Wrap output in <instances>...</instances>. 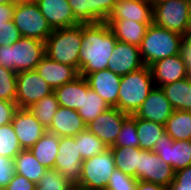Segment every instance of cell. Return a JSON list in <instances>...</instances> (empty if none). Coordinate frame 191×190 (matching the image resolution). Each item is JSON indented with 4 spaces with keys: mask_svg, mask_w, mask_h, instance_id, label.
Segmentation results:
<instances>
[{
    "mask_svg": "<svg viewBox=\"0 0 191 190\" xmlns=\"http://www.w3.org/2000/svg\"><path fill=\"white\" fill-rule=\"evenodd\" d=\"M117 41L106 22L82 24L78 73L90 74L107 69Z\"/></svg>",
    "mask_w": 191,
    "mask_h": 190,
    "instance_id": "cell-1",
    "label": "cell"
},
{
    "mask_svg": "<svg viewBox=\"0 0 191 190\" xmlns=\"http://www.w3.org/2000/svg\"><path fill=\"white\" fill-rule=\"evenodd\" d=\"M183 35L166 28L149 25L139 46L140 55L145 66L158 60L181 54Z\"/></svg>",
    "mask_w": 191,
    "mask_h": 190,
    "instance_id": "cell-2",
    "label": "cell"
},
{
    "mask_svg": "<svg viewBox=\"0 0 191 190\" xmlns=\"http://www.w3.org/2000/svg\"><path fill=\"white\" fill-rule=\"evenodd\" d=\"M45 55L44 41L21 37L13 45L0 46V67L16 73L35 70Z\"/></svg>",
    "mask_w": 191,
    "mask_h": 190,
    "instance_id": "cell-3",
    "label": "cell"
},
{
    "mask_svg": "<svg viewBox=\"0 0 191 190\" xmlns=\"http://www.w3.org/2000/svg\"><path fill=\"white\" fill-rule=\"evenodd\" d=\"M154 86L151 70L148 66L123 75L116 108L129 115L134 114Z\"/></svg>",
    "mask_w": 191,
    "mask_h": 190,
    "instance_id": "cell-4",
    "label": "cell"
},
{
    "mask_svg": "<svg viewBox=\"0 0 191 190\" xmlns=\"http://www.w3.org/2000/svg\"><path fill=\"white\" fill-rule=\"evenodd\" d=\"M82 42V24L53 29L45 41L46 55L61 64L74 67L79 72V52Z\"/></svg>",
    "mask_w": 191,
    "mask_h": 190,
    "instance_id": "cell-5",
    "label": "cell"
},
{
    "mask_svg": "<svg viewBox=\"0 0 191 190\" xmlns=\"http://www.w3.org/2000/svg\"><path fill=\"white\" fill-rule=\"evenodd\" d=\"M116 170L111 149L85 159L82 162V173L76 184L85 190H106L110 176Z\"/></svg>",
    "mask_w": 191,
    "mask_h": 190,
    "instance_id": "cell-6",
    "label": "cell"
},
{
    "mask_svg": "<svg viewBox=\"0 0 191 190\" xmlns=\"http://www.w3.org/2000/svg\"><path fill=\"white\" fill-rule=\"evenodd\" d=\"M12 20L22 37L45 42L53 31L35 1L15 4Z\"/></svg>",
    "mask_w": 191,
    "mask_h": 190,
    "instance_id": "cell-7",
    "label": "cell"
},
{
    "mask_svg": "<svg viewBox=\"0 0 191 190\" xmlns=\"http://www.w3.org/2000/svg\"><path fill=\"white\" fill-rule=\"evenodd\" d=\"M190 0H161L153 2V23L183 35L189 29Z\"/></svg>",
    "mask_w": 191,
    "mask_h": 190,
    "instance_id": "cell-8",
    "label": "cell"
},
{
    "mask_svg": "<svg viewBox=\"0 0 191 190\" xmlns=\"http://www.w3.org/2000/svg\"><path fill=\"white\" fill-rule=\"evenodd\" d=\"M16 85V104L18 108H30L43 97L54 92L36 70L18 72Z\"/></svg>",
    "mask_w": 191,
    "mask_h": 190,
    "instance_id": "cell-9",
    "label": "cell"
},
{
    "mask_svg": "<svg viewBox=\"0 0 191 190\" xmlns=\"http://www.w3.org/2000/svg\"><path fill=\"white\" fill-rule=\"evenodd\" d=\"M153 152L175 172L191 165V140H173L165 132L156 141Z\"/></svg>",
    "mask_w": 191,
    "mask_h": 190,
    "instance_id": "cell-10",
    "label": "cell"
},
{
    "mask_svg": "<svg viewBox=\"0 0 191 190\" xmlns=\"http://www.w3.org/2000/svg\"><path fill=\"white\" fill-rule=\"evenodd\" d=\"M58 153L54 169L72 184H77L81 178L83 159L75 137H60Z\"/></svg>",
    "mask_w": 191,
    "mask_h": 190,
    "instance_id": "cell-11",
    "label": "cell"
},
{
    "mask_svg": "<svg viewBox=\"0 0 191 190\" xmlns=\"http://www.w3.org/2000/svg\"><path fill=\"white\" fill-rule=\"evenodd\" d=\"M174 176V169L164 163L155 152L139 148L138 181L151 182L168 187Z\"/></svg>",
    "mask_w": 191,
    "mask_h": 190,
    "instance_id": "cell-12",
    "label": "cell"
},
{
    "mask_svg": "<svg viewBox=\"0 0 191 190\" xmlns=\"http://www.w3.org/2000/svg\"><path fill=\"white\" fill-rule=\"evenodd\" d=\"M128 116L129 114L120 111L116 107H110L90 122L86 129L96 135L108 148H111L121 131L123 121Z\"/></svg>",
    "mask_w": 191,
    "mask_h": 190,
    "instance_id": "cell-13",
    "label": "cell"
},
{
    "mask_svg": "<svg viewBox=\"0 0 191 190\" xmlns=\"http://www.w3.org/2000/svg\"><path fill=\"white\" fill-rule=\"evenodd\" d=\"M12 125L22 149H30L47 132L29 108H18Z\"/></svg>",
    "mask_w": 191,
    "mask_h": 190,
    "instance_id": "cell-14",
    "label": "cell"
},
{
    "mask_svg": "<svg viewBox=\"0 0 191 190\" xmlns=\"http://www.w3.org/2000/svg\"><path fill=\"white\" fill-rule=\"evenodd\" d=\"M173 111L161 87L154 86L139 109L132 115L135 118L165 125Z\"/></svg>",
    "mask_w": 191,
    "mask_h": 190,
    "instance_id": "cell-15",
    "label": "cell"
},
{
    "mask_svg": "<svg viewBox=\"0 0 191 190\" xmlns=\"http://www.w3.org/2000/svg\"><path fill=\"white\" fill-rule=\"evenodd\" d=\"M144 66L139 47L117 41L108 61L107 69L123 76Z\"/></svg>",
    "mask_w": 191,
    "mask_h": 190,
    "instance_id": "cell-16",
    "label": "cell"
},
{
    "mask_svg": "<svg viewBox=\"0 0 191 190\" xmlns=\"http://www.w3.org/2000/svg\"><path fill=\"white\" fill-rule=\"evenodd\" d=\"M79 75L85 77L89 88L95 91L110 107L117 106L122 76L109 69Z\"/></svg>",
    "mask_w": 191,
    "mask_h": 190,
    "instance_id": "cell-17",
    "label": "cell"
},
{
    "mask_svg": "<svg viewBox=\"0 0 191 190\" xmlns=\"http://www.w3.org/2000/svg\"><path fill=\"white\" fill-rule=\"evenodd\" d=\"M149 68L157 87L186 78L187 66L181 54L158 60Z\"/></svg>",
    "mask_w": 191,
    "mask_h": 190,
    "instance_id": "cell-18",
    "label": "cell"
},
{
    "mask_svg": "<svg viewBox=\"0 0 191 190\" xmlns=\"http://www.w3.org/2000/svg\"><path fill=\"white\" fill-rule=\"evenodd\" d=\"M35 2L52 29L68 28L80 24L74 18L67 0H36Z\"/></svg>",
    "mask_w": 191,
    "mask_h": 190,
    "instance_id": "cell-19",
    "label": "cell"
},
{
    "mask_svg": "<svg viewBox=\"0 0 191 190\" xmlns=\"http://www.w3.org/2000/svg\"><path fill=\"white\" fill-rule=\"evenodd\" d=\"M153 3L144 0H116L107 20H133L138 23H153Z\"/></svg>",
    "mask_w": 191,
    "mask_h": 190,
    "instance_id": "cell-20",
    "label": "cell"
},
{
    "mask_svg": "<svg viewBox=\"0 0 191 190\" xmlns=\"http://www.w3.org/2000/svg\"><path fill=\"white\" fill-rule=\"evenodd\" d=\"M36 72L55 90L79 76L78 71L67 64H61L45 55L35 68Z\"/></svg>",
    "mask_w": 191,
    "mask_h": 190,
    "instance_id": "cell-21",
    "label": "cell"
},
{
    "mask_svg": "<svg viewBox=\"0 0 191 190\" xmlns=\"http://www.w3.org/2000/svg\"><path fill=\"white\" fill-rule=\"evenodd\" d=\"M86 126L77 110L59 106L47 132L60 137H75L84 131Z\"/></svg>",
    "mask_w": 191,
    "mask_h": 190,
    "instance_id": "cell-22",
    "label": "cell"
},
{
    "mask_svg": "<svg viewBox=\"0 0 191 190\" xmlns=\"http://www.w3.org/2000/svg\"><path fill=\"white\" fill-rule=\"evenodd\" d=\"M116 39L120 42L140 46L146 30L153 23H138L133 20H107Z\"/></svg>",
    "mask_w": 191,
    "mask_h": 190,
    "instance_id": "cell-23",
    "label": "cell"
},
{
    "mask_svg": "<svg viewBox=\"0 0 191 190\" xmlns=\"http://www.w3.org/2000/svg\"><path fill=\"white\" fill-rule=\"evenodd\" d=\"M54 93L59 106L78 111L82 107L83 93H87V80L79 75L73 81L56 88Z\"/></svg>",
    "mask_w": 191,
    "mask_h": 190,
    "instance_id": "cell-24",
    "label": "cell"
},
{
    "mask_svg": "<svg viewBox=\"0 0 191 190\" xmlns=\"http://www.w3.org/2000/svg\"><path fill=\"white\" fill-rule=\"evenodd\" d=\"M60 136L46 132L29 150L36 160L47 169H54L59 155Z\"/></svg>",
    "mask_w": 191,
    "mask_h": 190,
    "instance_id": "cell-25",
    "label": "cell"
},
{
    "mask_svg": "<svg viewBox=\"0 0 191 190\" xmlns=\"http://www.w3.org/2000/svg\"><path fill=\"white\" fill-rule=\"evenodd\" d=\"M173 110L191 111V81L187 78L161 86Z\"/></svg>",
    "mask_w": 191,
    "mask_h": 190,
    "instance_id": "cell-26",
    "label": "cell"
},
{
    "mask_svg": "<svg viewBox=\"0 0 191 190\" xmlns=\"http://www.w3.org/2000/svg\"><path fill=\"white\" fill-rule=\"evenodd\" d=\"M13 161L15 173L24 176L36 185L47 171V168L36 160L29 149H23Z\"/></svg>",
    "mask_w": 191,
    "mask_h": 190,
    "instance_id": "cell-27",
    "label": "cell"
},
{
    "mask_svg": "<svg viewBox=\"0 0 191 190\" xmlns=\"http://www.w3.org/2000/svg\"><path fill=\"white\" fill-rule=\"evenodd\" d=\"M114 156L116 169L130 175L136 179L139 178V147H120L110 148Z\"/></svg>",
    "mask_w": 191,
    "mask_h": 190,
    "instance_id": "cell-28",
    "label": "cell"
},
{
    "mask_svg": "<svg viewBox=\"0 0 191 190\" xmlns=\"http://www.w3.org/2000/svg\"><path fill=\"white\" fill-rule=\"evenodd\" d=\"M165 131L173 140H191V111L174 110Z\"/></svg>",
    "mask_w": 191,
    "mask_h": 190,
    "instance_id": "cell-29",
    "label": "cell"
},
{
    "mask_svg": "<svg viewBox=\"0 0 191 190\" xmlns=\"http://www.w3.org/2000/svg\"><path fill=\"white\" fill-rule=\"evenodd\" d=\"M136 129L139 148L147 151H153L156 141L166 132L165 125L141 118H136Z\"/></svg>",
    "mask_w": 191,
    "mask_h": 190,
    "instance_id": "cell-30",
    "label": "cell"
},
{
    "mask_svg": "<svg viewBox=\"0 0 191 190\" xmlns=\"http://www.w3.org/2000/svg\"><path fill=\"white\" fill-rule=\"evenodd\" d=\"M109 108L110 106L95 91L89 88L87 82V93H83L82 107L78 110V114L84 123L88 125Z\"/></svg>",
    "mask_w": 191,
    "mask_h": 190,
    "instance_id": "cell-31",
    "label": "cell"
},
{
    "mask_svg": "<svg viewBox=\"0 0 191 190\" xmlns=\"http://www.w3.org/2000/svg\"><path fill=\"white\" fill-rule=\"evenodd\" d=\"M59 108V103L55 93H51L48 96L43 97L40 101L32 105L29 110L33 113L36 119L47 130Z\"/></svg>",
    "mask_w": 191,
    "mask_h": 190,
    "instance_id": "cell-32",
    "label": "cell"
},
{
    "mask_svg": "<svg viewBox=\"0 0 191 190\" xmlns=\"http://www.w3.org/2000/svg\"><path fill=\"white\" fill-rule=\"evenodd\" d=\"M75 140L83 160L96 156L108 149V147L88 129L76 135Z\"/></svg>",
    "mask_w": 191,
    "mask_h": 190,
    "instance_id": "cell-33",
    "label": "cell"
},
{
    "mask_svg": "<svg viewBox=\"0 0 191 190\" xmlns=\"http://www.w3.org/2000/svg\"><path fill=\"white\" fill-rule=\"evenodd\" d=\"M22 150L12 123L0 126V156L14 159Z\"/></svg>",
    "mask_w": 191,
    "mask_h": 190,
    "instance_id": "cell-34",
    "label": "cell"
},
{
    "mask_svg": "<svg viewBox=\"0 0 191 190\" xmlns=\"http://www.w3.org/2000/svg\"><path fill=\"white\" fill-rule=\"evenodd\" d=\"M114 146L139 147L136 118L133 115H129L123 121L121 131L116 138Z\"/></svg>",
    "mask_w": 191,
    "mask_h": 190,
    "instance_id": "cell-35",
    "label": "cell"
},
{
    "mask_svg": "<svg viewBox=\"0 0 191 190\" xmlns=\"http://www.w3.org/2000/svg\"><path fill=\"white\" fill-rule=\"evenodd\" d=\"M17 73L8 68L0 67V99L16 103Z\"/></svg>",
    "mask_w": 191,
    "mask_h": 190,
    "instance_id": "cell-36",
    "label": "cell"
},
{
    "mask_svg": "<svg viewBox=\"0 0 191 190\" xmlns=\"http://www.w3.org/2000/svg\"><path fill=\"white\" fill-rule=\"evenodd\" d=\"M90 10V23L107 22L112 13L116 0H86Z\"/></svg>",
    "mask_w": 191,
    "mask_h": 190,
    "instance_id": "cell-37",
    "label": "cell"
},
{
    "mask_svg": "<svg viewBox=\"0 0 191 190\" xmlns=\"http://www.w3.org/2000/svg\"><path fill=\"white\" fill-rule=\"evenodd\" d=\"M73 184L62 177L58 170L47 169L37 184L36 190H68Z\"/></svg>",
    "mask_w": 191,
    "mask_h": 190,
    "instance_id": "cell-38",
    "label": "cell"
},
{
    "mask_svg": "<svg viewBox=\"0 0 191 190\" xmlns=\"http://www.w3.org/2000/svg\"><path fill=\"white\" fill-rule=\"evenodd\" d=\"M138 180L116 169L110 176L106 190H136Z\"/></svg>",
    "mask_w": 191,
    "mask_h": 190,
    "instance_id": "cell-39",
    "label": "cell"
},
{
    "mask_svg": "<svg viewBox=\"0 0 191 190\" xmlns=\"http://www.w3.org/2000/svg\"><path fill=\"white\" fill-rule=\"evenodd\" d=\"M168 190H191V165L175 172Z\"/></svg>",
    "mask_w": 191,
    "mask_h": 190,
    "instance_id": "cell-40",
    "label": "cell"
},
{
    "mask_svg": "<svg viewBox=\"0 0 191 190\" xmlns=\"http://www.w3.org/2000/svg\"><path fill=\"white\" fill-rule=\"evenodd\" d=\"M21 37L13 20L5 22V24L0 27V46L13 45Z\"/></svg>",
    "mask_w": 191,
    "mask_h": 190,
    "instance_id": "cell-41",
    "label": "cell"
},
{
    "mask_svg": "<svg viewBox=\"0 0 191 190\" xmlns=\"http://www.w3.org/2000/svg\"><path fill=\"white\" fill-rule=\"evenodd\" d=\"M13 158L0 156V187L5 188L15 175Z\"/></svg>",
    "mask_w": 191,
    "mask_h": 190,
    "instance_id": "cell-42",
    "label": "cell"
},
{
    "mask_svg": "<svg viewBox=\"0 0 191 190\" xmlns=\"http://www.w3.org/2000/svg\"><path fill=\"white\" fill-rule=\"evenodd\" d=\"M68 3L72 8L74 18L80 24L90 23V10L87 8L86 0H69Z\"/></svg>",
    "mask_w": 191,
    "mask_h": 190,
    "instance_id": "cell-43",
    "label": "cell"
},
{
    "mask_svg": "<svg viewBox=\"0 0 191 190\" xmlns=\"http://www.w3.org/2000/svg\"><path fill=\"white\" fill-rule=\"evenodd\" d=\"M17 109L16 103L0 99V126L12 123L13 115Z\"/></svg>",
    "mask_w": 191,
    "mask_h": 190,
    "instance_id": "cell-44",
    "label": "cell"
},
{
    "mask_svg": "<svg viewBox=\"0 0 191 190\" xmlns=\"http://www.w3.org/2000/svg\"><path fill=\"white\" fill-rule=\"evenodd\" d=\"M37 185L29 181L24 176L17 173L13 176L12 180L5 187V190H36Z\"/></svg>",
    "mask_w": 191,
    "mask_h": 190,
    "instance_id": "cell-45",
    "label": "cell"
},
{
    "mask_svg": "<svg viewBox=\"0 0 191 190\" xmlns=\"http://www.w3.org/2000/svg\"><path fill=\"white\" fill-rule=\"evenodd\" d=\"M181 55L186 64H191V28L183 34V42L181 44Z\"/></svg>",
    "mask_w": 191,
    "mask_h": 190,
    "instance_id": "cell-46",
    "label": "cell"
},
{
    "mask_svg": "<svg viewBox=\"0 0 191 190\" xmlns=\"http://www.w3.org/2000/svg\"><path fill=\"white\" fill-rule=\"evenodd\" d=\"M14 9L15 4H0V27L12 20Z\"/></svg>",
    "mask_w": 191,
    "mask_h": 190,
    "instance_id": "cell-47",
    "label": "cell"
},
{
    "mask_svg": "<svg viewBox=\"0 0 191 190\" xmlns=\"http://www.w3.org/2000/svg\"><path fill=\"white\" fill-rule=\"evenodd\" d=\"M136 190H168V187L151 182L138 181Z\"/></svg>",
    "mask_w": 191,
    "mask_h": 190,
    "instance_id": "cell-48",
    "label": "cell"
},
{
    "mask_svg": "<svg viewBox=\"0 0 191 190\" xmlns=\"http://www.w3.org/2000/svg\"><path fill=\"white\" fill-rule=\"evenodd\" d=\"M186 78L191 81V64H188V65H187Z\"/></svg>",
    "mask_w": 191,
    "mask_h": 190,
    "instance_id": "cell-49",
    "label": "cell"
},
{
    "mask_svg": "<svg viewBox=\"0 0 191 190\" xmlns=\"http://www.w3.org/2000/svg\"><path fill=\"white\" fill-rule=\"evenodd\" d=\"M33 1H36V0H12L13 4L33 2Z\"/></svg>",
    "mask_w": 191,
    "mask_h": 190,
    "instance_id": "cell-50",
    "label": "cell"
},
{
    "mask_svg": "<svg viewBox=\"0 0 191 190\" xmlns=\"http://www.w3.org/2000/svg\"><path fill=\"white\" fill-rule=\"evenodd\" d=\"M68 190H85V189L76 184H73V186H71V188H69Z\"/></svg>",
    "mask_w": 191,
    "mask_h": 190,
    "instance_id": "cell-51",
    "label": "cell"
},
{
    "mask_svg": "<svg viewBox=\"0 0 191 190\" xmlns=\"http://www.w3.org/2000/svg\"><path fill=\"white\" fill-rule=\"evenodd\" d=\"M189 28H191V0L189 3Z\"/></svg>",
    "mask_w": 191,
    "mask_h": 190,
    "instance_id": "cell-52",
    "label": "cell"
},
{
    "mask_svg": "<svg viewBox=\"0 0 191 190\" xmlns=\"http://www.w3.org/2000/svg\"><path fill=\"white\" fill-rule=\"evenodd\" d=\"M0 4H13L12 0H0Z\"/></svg>",
    "mask_w": 191,
    "mask_h": 190,
    "instance_id": "cell-53",
    "label": "cell"
},
{
    "mask_svg": "<svg viewBox=\"0 0 191 190\" xmlns=\"http://www.w3.org/2000/svg\"><path fill=\"white\" fill-rule=\"evenodd\" d=\"M144 1H147V2H150V3L154 2V0H144Z\"/></svg>",
    "mask_w": 191,
    "mask_h": 190,
    "instance_id": "cell-54",
    "label": "cell"
}]
</instances>
